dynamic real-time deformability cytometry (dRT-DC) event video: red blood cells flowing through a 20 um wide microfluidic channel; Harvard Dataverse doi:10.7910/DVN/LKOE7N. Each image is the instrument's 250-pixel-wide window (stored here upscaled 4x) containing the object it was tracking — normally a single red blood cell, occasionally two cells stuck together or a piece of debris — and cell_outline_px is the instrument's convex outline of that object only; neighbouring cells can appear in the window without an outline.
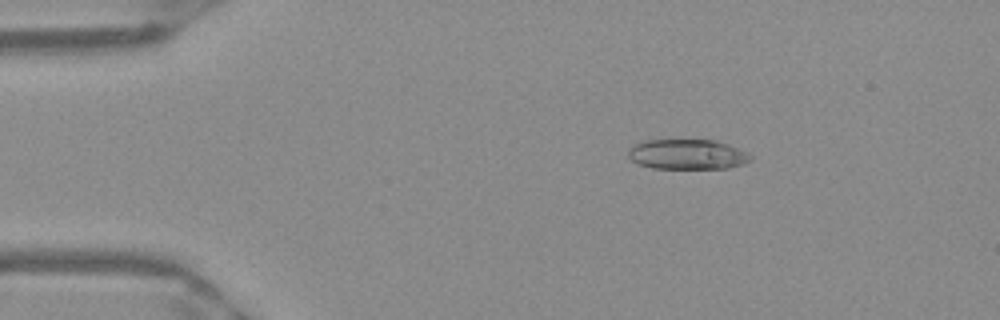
{"species": "Egyptian fruit bat (a non-hibernating species)", "species_latin": "Rousettus aegyptiacus", "temperature_condition": "warm", "stored_images_in_passage": 50, "camera_frame_rate_fps": 3000, "um_per_image_px": 0.085, "frame": {"image": 1, "passage_image": 8, "time_ms": 2.333, "image_size_px": [1000, 320], "cell_outline_px": [[752, 156], [744, 164], [728, 168], [652, 168], [640, 164], [632, 160], [628, 156], [628, 148], [644, 140], [716, 140], [728, 144], [748, 152]], "centroid_in_image_um": [58.43, 13.11], "position_along_channel_um": 26.6, "area_um2": 21.39}}
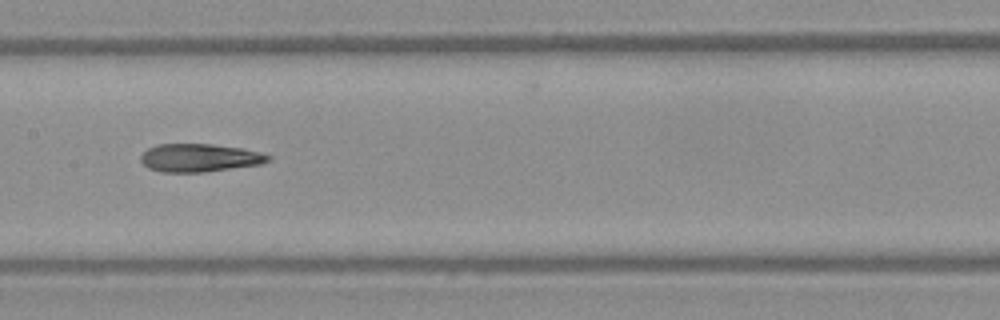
{"frame": {"image": 2, "passage_image": 25, "time_ms": 8.0, "image_size_px": [1000, 320], "cell_outline_px": [[272, 160], [260, 164], [204, 172], [160, 172], [148, 168], [140, 160], [140, 156], [148, 148], [156, 144], [212, 144], [244, 148], [260, 152], [272, 156]], "centroid_in_image_um": [16.97, 13.41], "position_along_channel_um": 190.4, "area_um2": 20.98}}
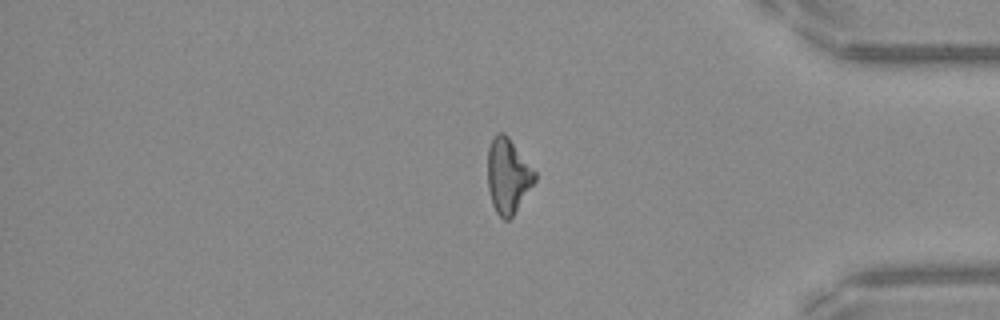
{"frame": {"image": 3, "passage_image": 42, "time_ms": 13.667, "image_size_px": [1000, 320], "cell_outline_px": [[536, 180], [512, 216], [508, 220], [504, 220], [496, 212], [492, 204], [488, 188], [488, 148], [492, 136], [496, 132], [504, 132], [508, 136], [536, 172]], "centroid_in_image_um": [43.16, 14.91], "position_along_channel_um": 392.0, "area_um2": 20.52}, "authors_computed_cell_mechanics": {"area_um2": 21.3571, "velocity_mm_per_s": 3.987, "shape_relaxation_time_tau1_ms": null, "shape_relaxation_time_tau2_ms": 4.3768, "deformation_change_tau1": null, "deformation_change_tau2": 0.145}}